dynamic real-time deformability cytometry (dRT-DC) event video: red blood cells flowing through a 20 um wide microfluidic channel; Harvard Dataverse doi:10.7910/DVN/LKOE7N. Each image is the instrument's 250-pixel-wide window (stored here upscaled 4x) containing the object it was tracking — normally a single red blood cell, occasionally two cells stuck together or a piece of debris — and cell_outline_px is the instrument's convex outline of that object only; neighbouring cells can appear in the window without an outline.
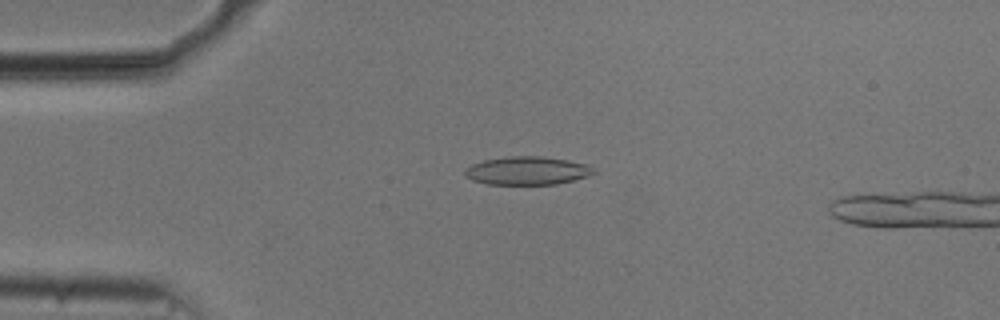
{"species": "common noctule bat (a hibernating species)", "species_latin": "Nyctalus noctula", "temperature_condition": "cold", "stored_images_in_passage": 26, "camera_frame_rate_fps": 3000, "um_per_image_px": 0.085, "animal": {"sex": "male", "body_mass_g": 20.5, "forearm_length_mm": 52.5}, "frame": {"image": 1, "passage_image": 13, "time_ms": 4.0, "image_size_px": [1000, 320], "cell_outline_px": [[596, 172], [572, 180], [556, 184], [488, 184], [472, 180], [464, 172], [464, 168], [472, 164], [484, 160], [508, 156], [544, 156], [568, 160], [588, 164], [596, 168]], "centroid_in_image_um": [44.82, 14.49], "position_along_channel_um": 40.2, "area_um2": 21.15}}
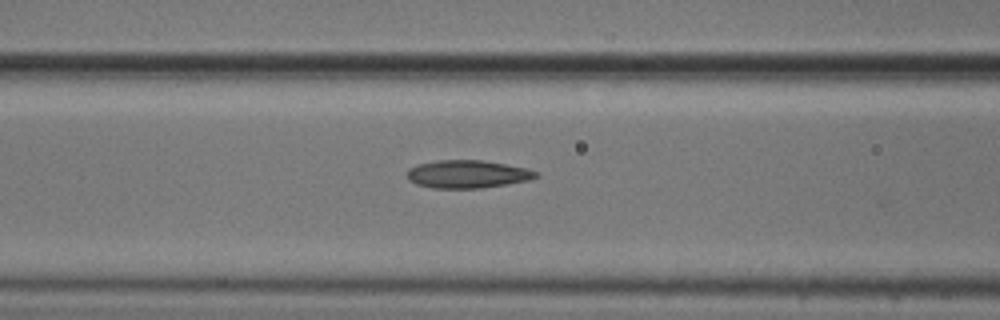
{"frame": {"image": 2, "passage_image": 22, "time_ms": 7.0, "image_size_px": [1000, 320], "cell_outline_px": [[540, 176], [528, 180], [508, 184], [480, 188], [432, 188], [416, 184], [408, 180], [408, 168], [416, 164], [436, 160], [484, 160], [528, 168], [540, 172]], "centroid_in_image_um": [39.75, 14.79], "position_along_channel_um": 126.8, "area_um2": 21.21}}
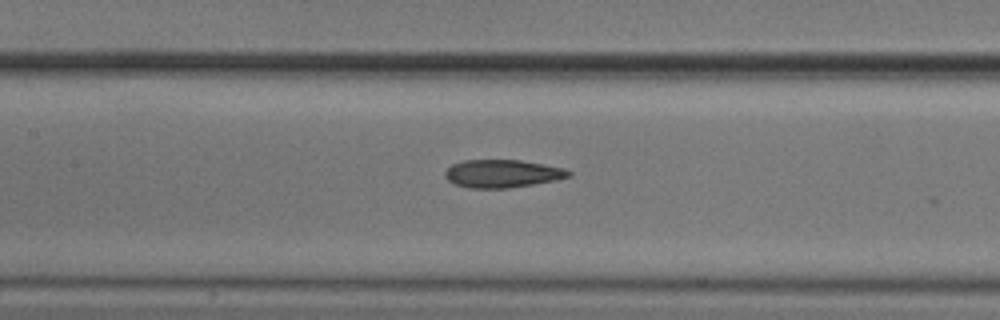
{"frame": {"image": 3, "passage_image": 25, "time_ms": 8.0, "image_size_px": [1000, 320], "cell_outline_px": [[572, 176], [556, 180], [508, 188], [468, 188], [456, 184], [448, 180], [444, 176], [444, 172], [452, 164], [464, 160], [520, 160], [544, 164], [564, 168], [572, 172]], "centroid_in_image_um": [42.71, 14.75], "position_along_channel_um": 164.7, "area_um2": 20.11}}